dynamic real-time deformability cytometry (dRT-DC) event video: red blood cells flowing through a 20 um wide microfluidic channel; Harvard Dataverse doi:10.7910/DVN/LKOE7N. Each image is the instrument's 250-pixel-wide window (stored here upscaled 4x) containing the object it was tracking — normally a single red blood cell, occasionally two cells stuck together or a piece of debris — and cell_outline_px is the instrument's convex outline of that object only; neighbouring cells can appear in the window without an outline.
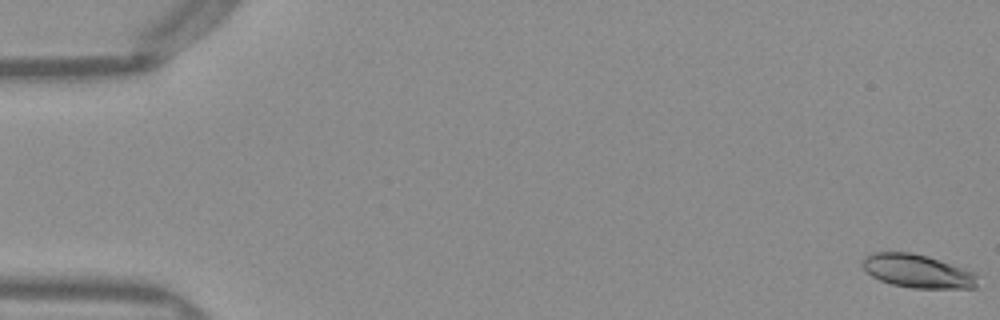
{"species": "Egyptian fruit bat (a non-hibernating species)", "species_latin": "Rousettus aegyptiacus", "temperature_condition": "warm", "stored_images_in_passage": 51, "camera_frame_rate_fps": 3000, "um_per_image_px": 0.085, "frame": {"image": 1, "passage_image": 1, "time_ms": 0.0, "image_size_px": [1000, 320], "cell_outline_px": [[976, 288], [912, 288], [892, 284], [880, 280], [872, 276], [860, 264], [860, 260], [864, 256], [876, 252], [912, 252], [928, 256], [976, 272]], "centroid_in_image_um": [77.97, 23.03], "position_along_channel_um": 7.0, "area_um2": 22.48}}
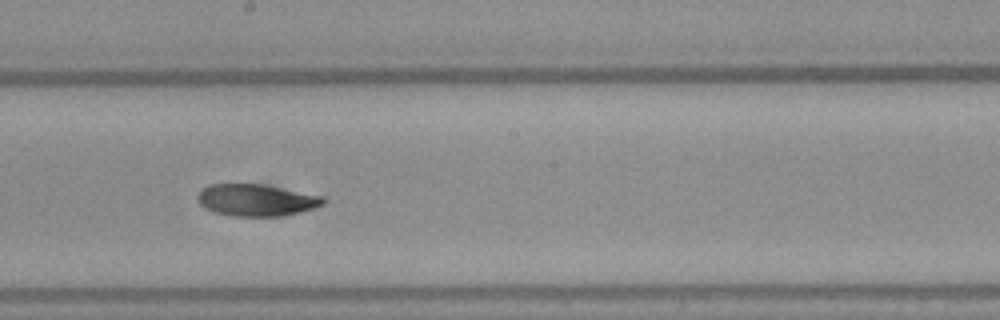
{"frame": {"image": 2, "passage_image": 29, "time_ms": 9.333, "image_size_px": [1000, 320], "cell_outline_px": [[328, 200], [324, 204], [316, 208], [300, 212], [280, 216], [232, 216], [216, 212], [204, 208], [200, 204], [196, 196], [208, 184], [260, 184], [324, 196]], "centroid_in_image_um": [21.82, 17.01], "position_along_channel_um": 226.4, "area_um2": 23.35}}
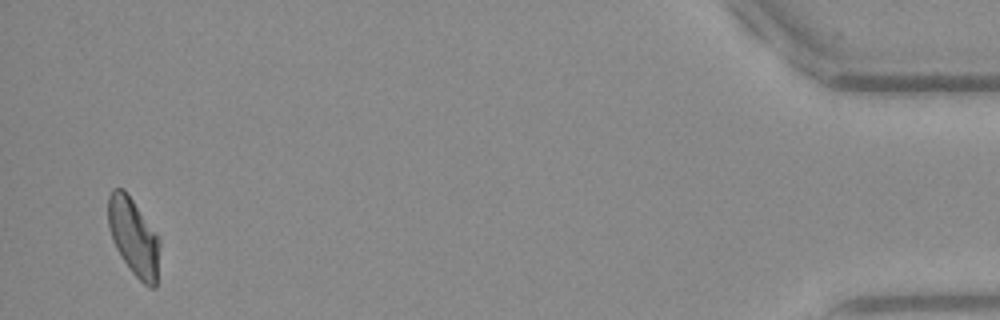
{"frame": {"image": 3, "passage_image": 50, "time_ms": 16.333, "image_size_px": [1000, 320], "cell_outline_px": [[160, 244], [156, 288], [148, 288], [132, 272], [116, 248], [112, 240], [108, 228], [108, 196], [112, 188], [124, 188], [160, 240]], "centroid_in_image_um": [11.35, 20.15], "position_along_channel_um": 423.9, "area_um2": 23.06}, "authors_computed_cell_mechanics": {"area_um2": 23.3512, "velocity_mm_per_s": 4.0129, "shape_relaxation_time_tau1_ms": 10.8937, "shape_relaxation_time_tau2_ms": 2.9752, "deformation_change_tau1": 0.2623, "deformation_change_tau2": 0.0961}}